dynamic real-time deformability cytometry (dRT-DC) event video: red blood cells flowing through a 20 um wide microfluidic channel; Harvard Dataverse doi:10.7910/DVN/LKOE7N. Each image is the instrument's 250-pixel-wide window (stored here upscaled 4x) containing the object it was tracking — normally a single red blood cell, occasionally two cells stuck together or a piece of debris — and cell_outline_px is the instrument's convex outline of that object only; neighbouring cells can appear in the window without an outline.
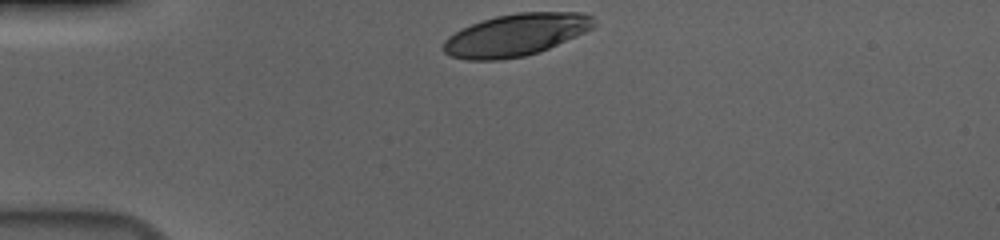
{"species": "human", "species_latin": "Homo sapiens", "temperature_condition": "cold", "stored_images_in_passage": 33, "camera_frame_rate_fps": 3000, "um_per_image_px": 0.085, "donor": {"sex": "male"}, "frame": {"image": 1, "passage_image": 1, "time_ms": 0.0, "image_size_px": [1000, 240], "cell_outline_px": [[596, 24], [592, 28], [576, 36], [540, 52], [524, 56], [500, 60], [468, 60], [452, 56], [444, 52], [444, 40], [448, 36], [460, 28], [496, 16], [516, 12], [580, 12], [592, 16]], "centroid_in_image_um": [43.84, 2.96], "position_along_channel_um": 41.2, "area_um2": 36.93}}
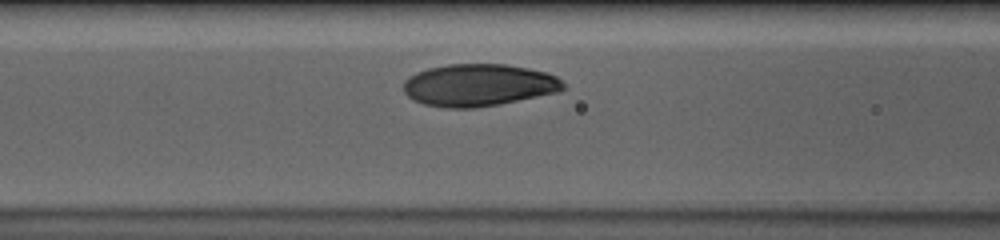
{"frame": {"image": 2, "passage_image": 11, "time_ms": 3.333, "image_size_px": [1000, 240], "cell_outline_px": [[564, 88], [556, 92], [500, 104], [476, 108], [444, 108], [424, 104], [412, 100], [404, 92], [404, 80], [408, 76], [416, 72], [428, 68], [448, 64], [508, 64], [528, 68], [544, 72], [556, 76], [564, 84]], "centroid_in_image_um": [40.63, 7.23], "position_along_channel_um": 126.0, "area_um2": 39.36}}
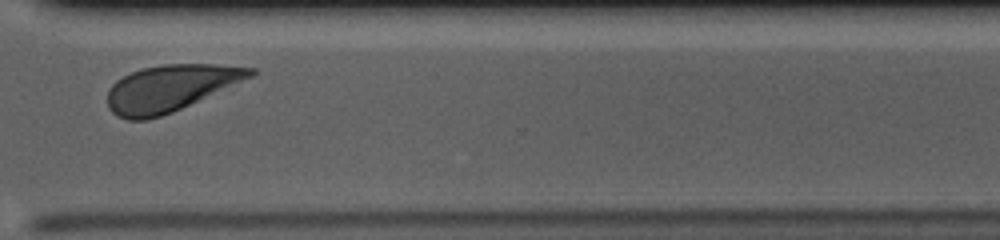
{"frame": {"image": 3, "passage_image": 30, "time_ms": 9.667, "image_size_px": [1000, 240], "cell_outline_px": [[256, 72], [252, 76], [172, 112], [148, 120], [128, 120], [116, 116], [108, 108], [108, 88], [116, 80], [140, 68], [164, 64], [216, 64], [256, 68]], "centroid_in_image_um": [14.42, 7.49], "position_along_channel_um": 356.2, "area_um2": 38.38}, "authors_computed_cell_mechanics": {"area_um2": 39.0728, "velocity_mm_per_s": 3.632, "shape_relaxation_time_tau1_ms": 3.3067, "shape_relaxation_time_tau2_ms": null, "deformation_change_tau1": 0.1859, "deformation_change_tau2": null}}